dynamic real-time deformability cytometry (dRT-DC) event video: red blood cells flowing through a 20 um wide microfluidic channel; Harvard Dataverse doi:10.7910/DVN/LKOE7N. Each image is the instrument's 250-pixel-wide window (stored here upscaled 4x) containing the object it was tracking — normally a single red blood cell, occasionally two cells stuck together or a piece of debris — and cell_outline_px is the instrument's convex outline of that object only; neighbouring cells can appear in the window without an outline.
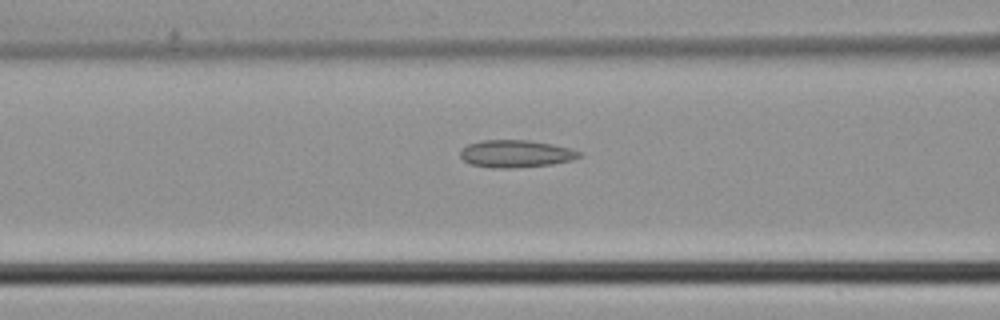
{"species": "common noctule bat (a hibernating species)", "species_latin": "Nyctalus noctula", "temperature_condition": "cold", "stored_images_in_passage": 32, "camera_frame_rate_fps": 3000, "um_per_image_px": 0.085, "animal": {"sex": "male", "body_mass_g": 21.5, "forearm_length_mm": 52.0}, "frame": {"image": 1, "passage_image": 13, "time_ms": 4.0, "image_size_px": [1000, 320], "cell_outline_px": [[584, 152], [580, 156], [572, 160], [552, 164], [508, 168], [492, 168], [472, 164], [464, 160], [460, 156], [460, 148], [468, 144], [480, 140], [528, 140], [552, 144], [572, 148]], "centroid_in_image_um": [43.86, 13.05], "position_along_channel_um": 122.7, "area_um2": 19.07}}
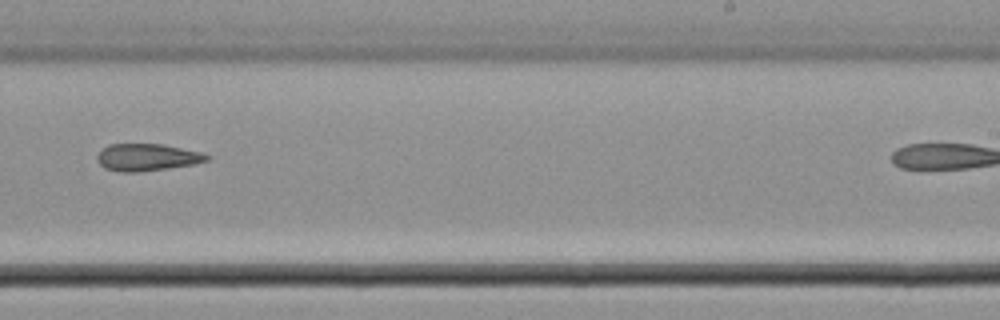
{"frame": {"image": 2, "passage_image": 23, "time_ms": 7.333, "image_size_px": [1000, 320], "cell_outline_px": [[212, 156], [208, 160], [192, 164], [168, 168], [140, 172], [120, 172], [104, 168], [96, 160], [96, 156], [108, 144], [164, 144], [200, 152]], "centroid_in_image_um": [12.48, 13.37], "position_along_channel_um": 276.5, "area_um2": 17.34}}
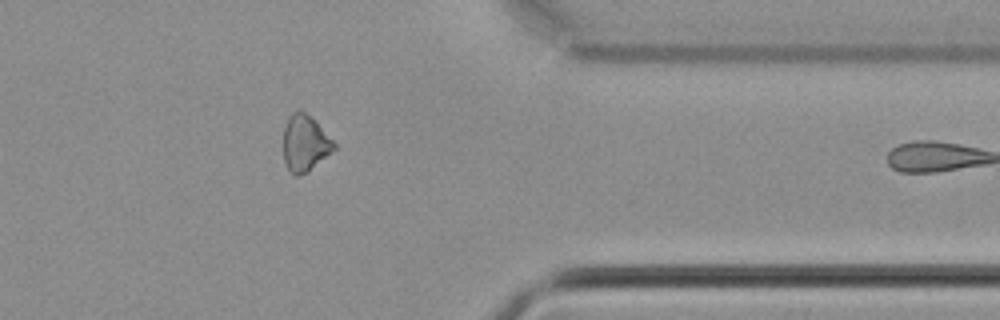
{"frame": {"image": 3, "passage_image": 31, "time_ms": 10.0, "image_size_px": [1000, 320], "cell_outline_px": [[336, 148], [308, 172], [296, 176], [288, 168], [284, 160], [284, 128], [288, 116], [292, 112], [300, 108], [336, 144]], "centroid_in_image_um": [25.89, 12.18], "position_along_channel_um": 385.5, "area_um2": 16.18}}